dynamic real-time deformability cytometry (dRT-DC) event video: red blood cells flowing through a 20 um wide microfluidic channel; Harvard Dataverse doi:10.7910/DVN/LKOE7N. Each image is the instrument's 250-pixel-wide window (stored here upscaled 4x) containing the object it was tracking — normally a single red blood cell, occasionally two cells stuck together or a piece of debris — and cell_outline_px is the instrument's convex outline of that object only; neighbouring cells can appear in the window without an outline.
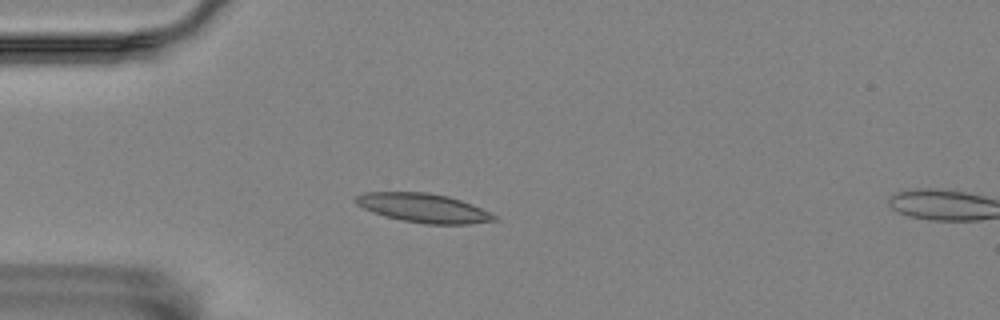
{"species": "Egyptian fruit bat (a non-hibernating species)", "species_latin": "Rousettus aegyptiacus", "temperature_condition": "room temperature", "stored_images_in_passage": 57, "camera_frame_rate_fps": 3000, "um_per_image_px": 0.085, "animal": {"sex": "female"}, "frame": {"image": 1, "passage_image": 15, "time_ms": 4.667, "image_size_px": [1000, 320], "cell_outline_px": [[500, 220], [468, 224], [424, 224], [400, 220], [384, 216], [372, 212], [356, 204], [352, 200], [356, 196], [364, 192], [428, 192], [448, 196], [472, 204], [496, 216]], "centroid_in_image_um": [35.96, 17.68], "position_along_channel_um": 49.0, "area_um2": 23.52}}
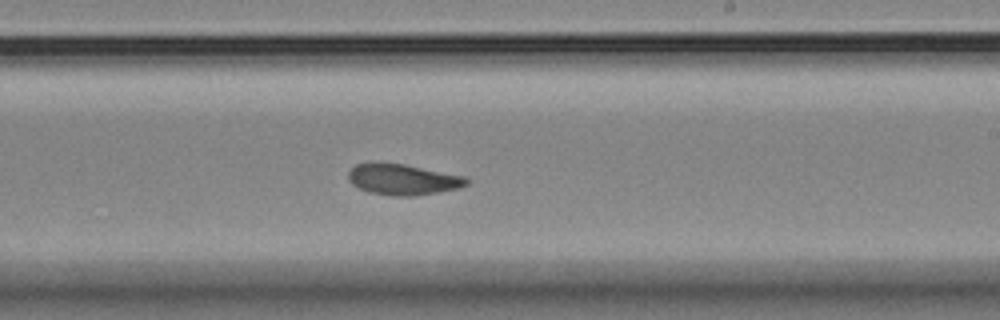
{"frame": {"image": 2, "passage_image": 34, "time_ms": 11.0, "image_size_px": [1000, 320], "cell_outline_px": [[472, 180], [468, 184], [460, 188], [440, 192], [412, 196], [388, 196], [368, 192], [352, 184], [348, 180], [348, 172], [356, 164], [404, 164], [464, 176]], "centroid_in_image_um": [34.29, 15.28], "position_along_channel_um": 254.7, "area_um2": 21.15}}
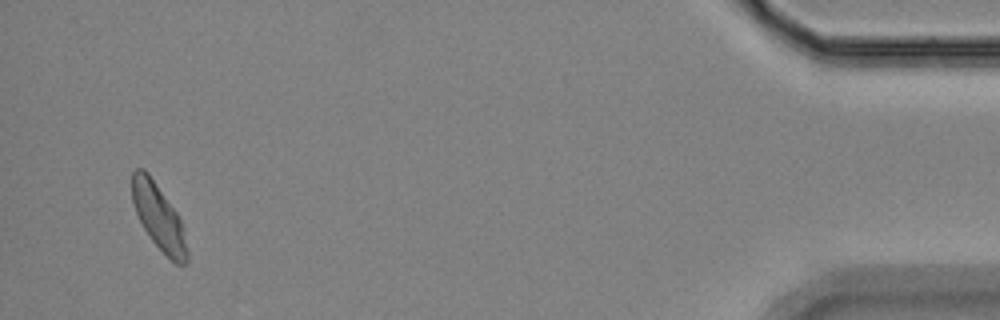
{"frame": {"image": 3, "passage_image": 55, "time_ms": 18.0, "image_size_px": [1000, 320], "cell_outline_px": [[188, 260], [184, 264], [176, 264], [152, 240], [144, 228], [136, 212], [132, 200], [132, 172], [136, 168], [144, 168], [148, 172], [176, 212], [184, 228], [188, 252]], "centroid_in_image_um": [13.49, 18.43], "position_along_channel_um": 421.7, "area_um2": 20.69}, "authors_computed_cell_mechanics": {"area_um2": 21.386, "velocity_mm_per_s": 3.4527, "shape_relaxation_time_tau1_ms": null, "shape_relaxation_time_tau2_ms": 6.1524, "deformation_change_tau1": null, "deformation_change_tau2": 0.099}}